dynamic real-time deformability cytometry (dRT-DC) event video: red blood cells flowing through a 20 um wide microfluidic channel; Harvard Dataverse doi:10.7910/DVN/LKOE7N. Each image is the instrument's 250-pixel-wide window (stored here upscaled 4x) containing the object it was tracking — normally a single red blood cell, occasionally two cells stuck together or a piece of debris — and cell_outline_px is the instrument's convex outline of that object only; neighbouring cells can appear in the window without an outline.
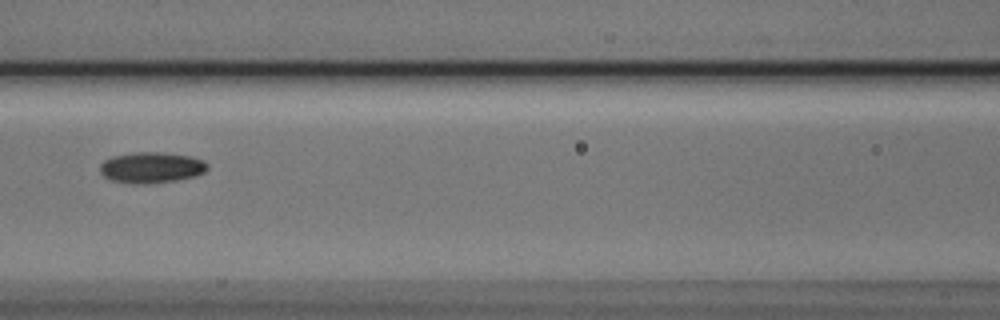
{"species": "Egyptian fruit bat (a non-hibernating species)", "species_latin": "Rousettus aegyptiacus", "temperature_condition": "cold", "stored_images_in_passage": 6, "camera_frame_rate_fps": 3000, "um_per_image_px": 0.085, "animal": {"sex": "male"}, "frame": {"image": 1, "passage_image": 6, "time_ms": 1.667, "image_size_px": [1000, 320], "cell_outline_px": [[208, 168], [204, 172], [196, 176], [176, 180], [144, 184], [132, 184], [112, 180], [104, 176], [100, 172], [100, 164], [104, 160], [112, 156], [132, 152], [160, 152], [192, 156], [204, 160], [208, 164]], "centroid_in_image_um": [12.87, 14.23], "position_along_channel_um": 153.7, "area_um2": 19.54}}